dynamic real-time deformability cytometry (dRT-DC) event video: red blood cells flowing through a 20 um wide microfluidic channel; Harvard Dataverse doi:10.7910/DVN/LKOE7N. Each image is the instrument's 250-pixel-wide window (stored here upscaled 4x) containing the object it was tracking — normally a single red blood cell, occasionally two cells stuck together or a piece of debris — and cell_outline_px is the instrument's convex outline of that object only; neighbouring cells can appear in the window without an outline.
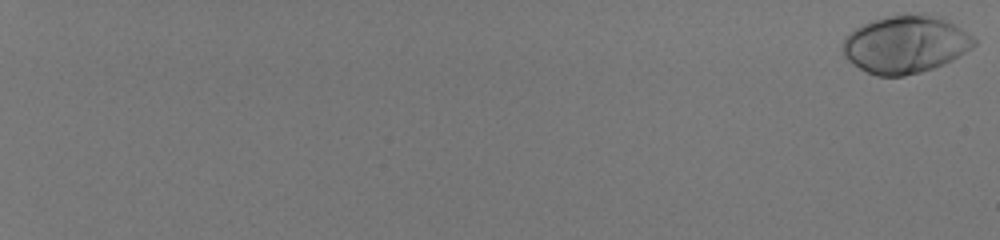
{"species": "human", "species_latin": "Homo sapiens", "temperature_condition": "room temperature", "stored_images_in_passage": 59, "camera_frame_rate_fps": 3000, "um_per_image_px": 0.085, "donor": {"sex": "male"}, "frame": {"image": 1, "passage_image": 1, "time_ms": 0.0, "image_size_px": [1000, 240], "cell_outline_px": [[976, 44], [972, 48], [952, 60], [944, 64], [920, 72], [904, 76], [876, 76], [852, 64], [844, 56], [840, 48], [840, 44], [848, 32], [872, 20], [884, 16], [924, 12], [944, 16], [972, 36], [976, 40]], "centroid_in_image_um": [76.95, 3.74], "position_along_channel_um": 8.0, "area_um2": 44.85}}
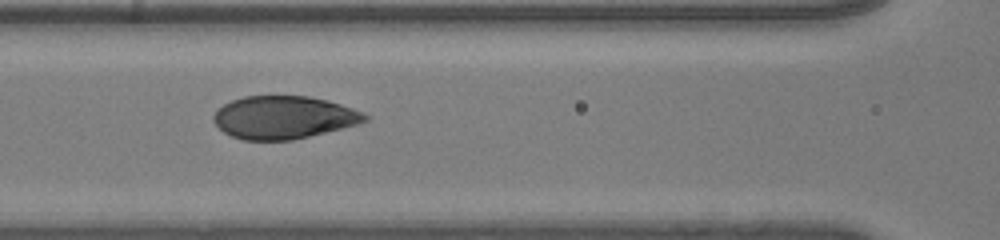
{"frame": {"image": 2, "passage_image": 34, "time_ms": 11.0, "image_size_px": [1000, 240], "cell_outline_px": [[368, 120], [356, 124], [292, 140], [244, 140], [232, 136], [224, 132], [212, 120], [212, 116], [216, 108], [232, 100], [244, 96], [308, 96], [328, 100], [364, 112], [368, 116]], "centroid_in_image_um": [24.07, 9.97], "position_along_channel_um": 142.5, "area_um2": 37.63}}
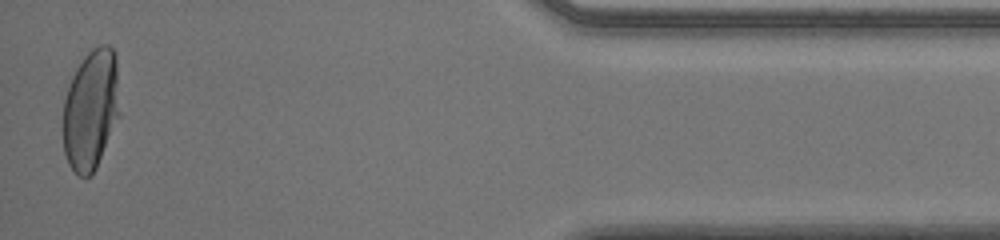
{"frame": {"image": 3, "passage_image": 59, "time_ms": 19.333, "image_size_px": [1000, 240], "cell_outline_px": [[120, 116], [96, 168], [92, 176], [76, 176], [68, 164], [64, 152], [64, 100], [72, 76], [76, 68], [84, 56], [92, 48], [100, 44], [108, 44], [112, 48], [116, 56], [120, 112]], "centroid_in_image_um": [7.74, 9.32], "position_along_channel_um": 427.5, "area_um2": 40.11}, "authors_computed_cell_mechanics": {"area_um2": 40.0554, "velocity_mm_per_s": 3.9943, "shape_relaxation_time_tau1_ms": 3.0778, "shape_relaxation_time_tau2_ms": null, "deformation_change_tau1": 0.1845, "deformation_change_tau2": null}}